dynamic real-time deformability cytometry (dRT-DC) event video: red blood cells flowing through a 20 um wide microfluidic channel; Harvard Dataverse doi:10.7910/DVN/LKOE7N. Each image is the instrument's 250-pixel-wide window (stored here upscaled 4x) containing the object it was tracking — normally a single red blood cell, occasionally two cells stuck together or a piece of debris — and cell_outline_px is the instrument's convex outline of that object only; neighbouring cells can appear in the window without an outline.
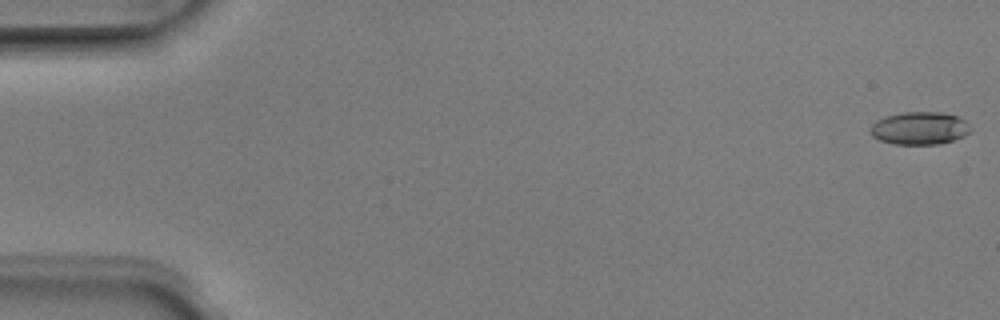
{"species": "Egyptian fruit bat (a non-hibernating species)", "species_latin": "Rousettus aegyptiacus", "temperature_condition": "room temperature", "stored_images_in_passage": 14, "camera_frame_rate_fps": 3000, "um_per_image_px": 0.085, "animal": {"sex": "male"}, "frame": {"image": 1, "passage_image": 1, "time_ms": 0.0, "image_size_px": [1000, 320], "cell_outline_px": [[972, 128], [964, 136], [940, 144], [892, 144], [880, 140], [872, 136], [872, 124], [876, 120], [884, 116], [900, 112], [940, 112], [960, 116]], "centroid_in_image_um": [78.17, 10.89], "position_along_channel_um": 6.8, "area_um2": 19.19}}
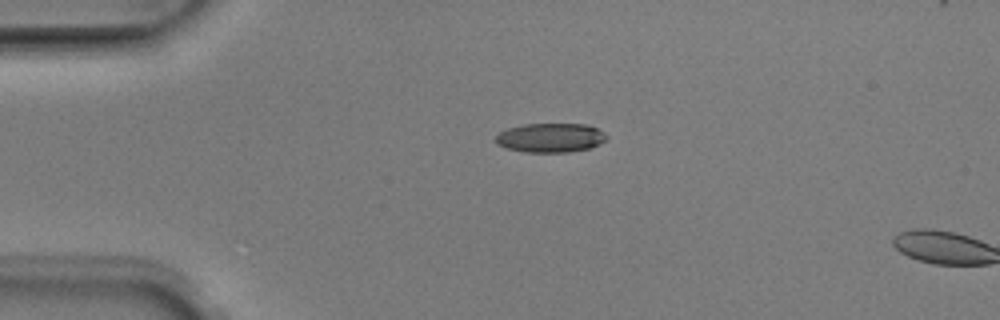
{"frame": {"image": 2, "passage_image": 12, "time_ms": 3.667, "image_size_px": [1000, 320], "cell_outline_px": [[608, 136], [600, 144], [588, 148], [568, 152], [524, 152], [508, 148], [496, 144], [496, 136], [500, 132], [508, 128], [524, 124], [588, 124], [604, 132]], "centroid_in_image_um": [46.8, 11.7], "position_along_channel_um": 38.2, "area_um2": 18.79}}